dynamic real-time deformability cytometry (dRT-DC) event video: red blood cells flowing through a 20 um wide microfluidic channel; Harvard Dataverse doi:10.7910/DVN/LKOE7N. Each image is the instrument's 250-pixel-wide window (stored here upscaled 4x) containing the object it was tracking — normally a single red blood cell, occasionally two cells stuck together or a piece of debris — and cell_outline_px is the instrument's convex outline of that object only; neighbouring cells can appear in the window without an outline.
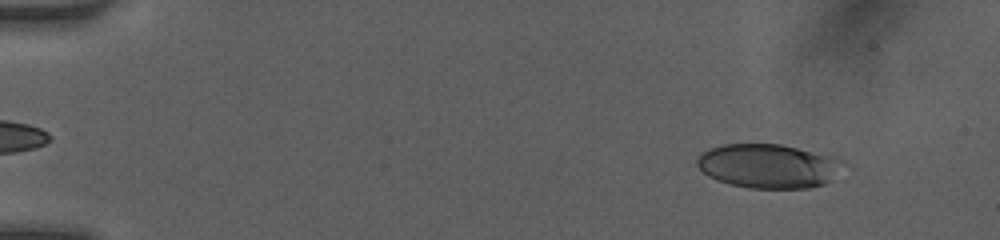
{"species": "human", "species_latin": "Homo sapiens", "temperature_condition": "room temperature", "stored_images_in_passage": 14, "camera_frame_rate_fps": 3000, "um_per_image_px": 0.085, "donor": {"sex": "female"}, "frame": {"image": 1, "passage_image": 4, "time_ms": 1.333, "image_size_px": [1000, 240], "cell_outline_px": [[852, 168], [824, 184], [808, 188], [748, 188], [716, 180], [708, 176], [696, 164], [696, 156], [700, 152], [708, 148], [724, 144], [780, 144], [836, 156], [844, 160]], "centroid_in_image_um": [65.43, 14.1], "position_along_channel_um": 19.6, "area_um2": 38.61}}
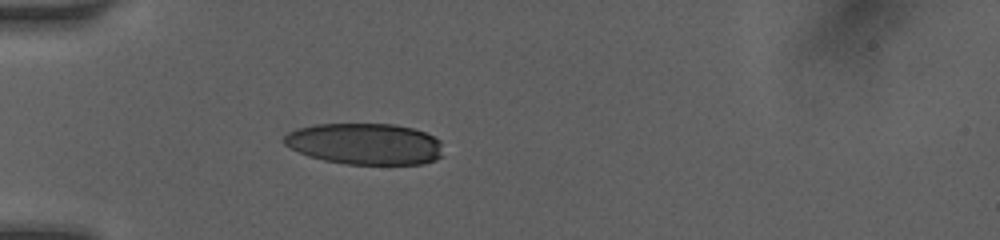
{"frame": {"image": 2, "passage_image": 11, "time_ms": 4.667, "image_size_px": [1000, 240], "cell_outline_px": [[444, 156], [436, 160], [424, 164], [344, 164], [324, 160], [308, 156], [284, 144], [284, 136], [288, 132], [296, 128], [316, 124], [392, 124], [412, 128], [424, 132], [440, 140]], "centroid_in_image_um": [31.05, 12.23], "position_along_channel_um": 54.0, "area_um2": 38.49}}
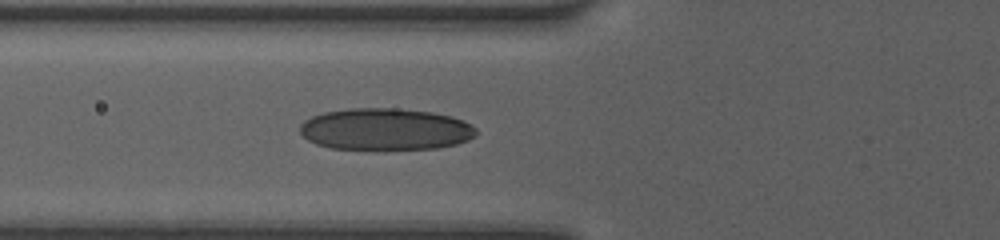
{"frame": {"image": 3, "passage_image": 14, "time_ms": 6.0, "image_size_px": [1000, 240], "cell_outline_px": [[476, 136], [468, 140], [456, 144], [436, 148], [384, 152], [332, 148], [316, 144], [308, 140], [300, 132], [300, 124], [304, 120], [312, 116], [324, 112], [348, 108], [396, 108], [432, 112], [452, 116], [464, 120], [472, 124], [476, 128]], "centroid_in_image_um": [32.77, 11.02], "position_along_channel_um": 93.0, "area_um2": 44.27}}